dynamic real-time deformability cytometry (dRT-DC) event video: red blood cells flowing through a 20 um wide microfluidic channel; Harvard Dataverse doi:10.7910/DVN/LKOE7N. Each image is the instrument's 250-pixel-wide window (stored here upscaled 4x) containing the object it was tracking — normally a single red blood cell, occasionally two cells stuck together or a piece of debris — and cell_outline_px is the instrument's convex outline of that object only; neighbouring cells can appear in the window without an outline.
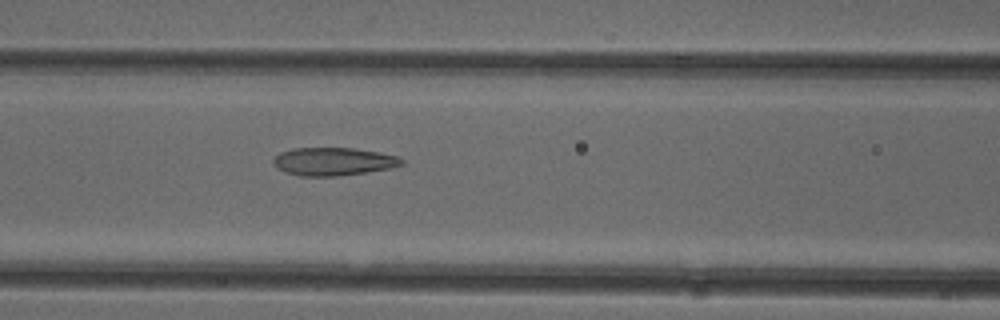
{"species": "common noctule bat (a hibernating species)", "species_latin": "Nyctalus noctula", "temperature_condition": "cold", "stored_images_in_passage": 17, "camera_frame_rate_fps": 3000, "um_per_image_px": 0.085, "animal": {"sex": "female"}, "frame": {"image": 1, "passage_image": 14, "time_ms": 4.333, "image_size_px": [1000, 320], "cell_outline_px": [[404, 164], [388, 168], [364, 172], [336, 176], [300, 176], [284, 172], [276, 168], [272, 164], [272, 160], [280, 152], [292, 148], [352, 148], [380, 152], [396, 156], [404, 160]], "centroid_in_image_um": [28.28, 13.72], "position_along_channel_um": 138.3, "area_um2": 20.92}}
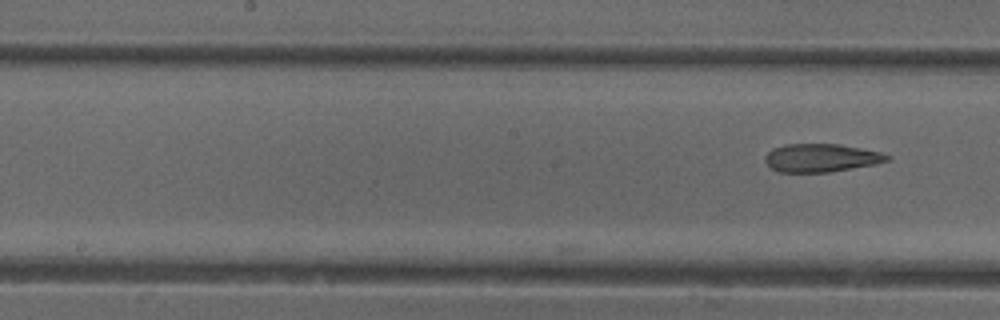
{"frame": {"image": 2, "passage_image": 17, "time_ms": 5.333, "image_size_px": [1000, 320], "cell_outline_px": [[892, 160], [876, 164], [828, 172], [780, 172], [772, 168], [764, 160], [764, 156], [772, 148], [784, 144], [840, 144], [880, 152], [892, 156]], "centroid_in_image_um": [69.81, 13.41], "position_along_channel_um": 178.4, "area_um2": 20.11}}